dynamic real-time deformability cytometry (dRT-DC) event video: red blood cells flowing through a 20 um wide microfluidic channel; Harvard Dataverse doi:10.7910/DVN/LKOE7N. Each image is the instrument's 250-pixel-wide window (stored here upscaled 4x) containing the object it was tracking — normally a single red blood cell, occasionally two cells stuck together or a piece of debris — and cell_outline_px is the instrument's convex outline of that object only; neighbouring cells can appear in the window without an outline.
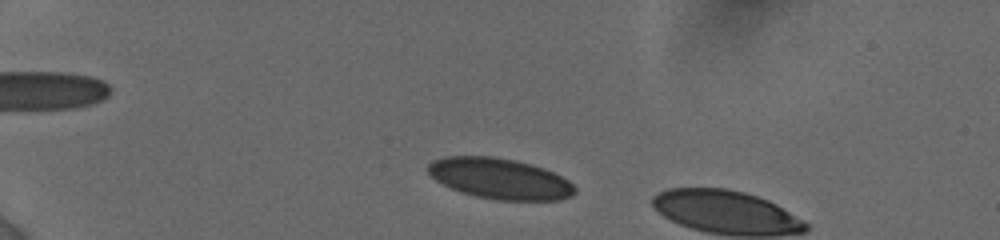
{"species": "human", "species_latin": "Homo sapiens", "temperature_condition": "cold", "stored_images_in_passage": 10, "camera_frame_rate_fps": 3000, "um_per_image_px": 0.085, "donor": {"sex": "female"}, "frame": {"image": 1, "passage_image": 6, "time_ms": 1.333, "image_size_px": [1000, 240], "cell_outline_px": [[576, 192], [572, 196], [560, 200], [496, 200], [476, 196], [452, 188], [436, 180], [428, 172], [428, 164], [432, 160], [444, 156], [492, 156], [516, 160], [532, 164], [544, 168], [568, 180], [576, 188]], "centroid_in_image_um": [42.5, 15.17], "position_along_channel_um": 42.5, "area_um2": 34.8}}